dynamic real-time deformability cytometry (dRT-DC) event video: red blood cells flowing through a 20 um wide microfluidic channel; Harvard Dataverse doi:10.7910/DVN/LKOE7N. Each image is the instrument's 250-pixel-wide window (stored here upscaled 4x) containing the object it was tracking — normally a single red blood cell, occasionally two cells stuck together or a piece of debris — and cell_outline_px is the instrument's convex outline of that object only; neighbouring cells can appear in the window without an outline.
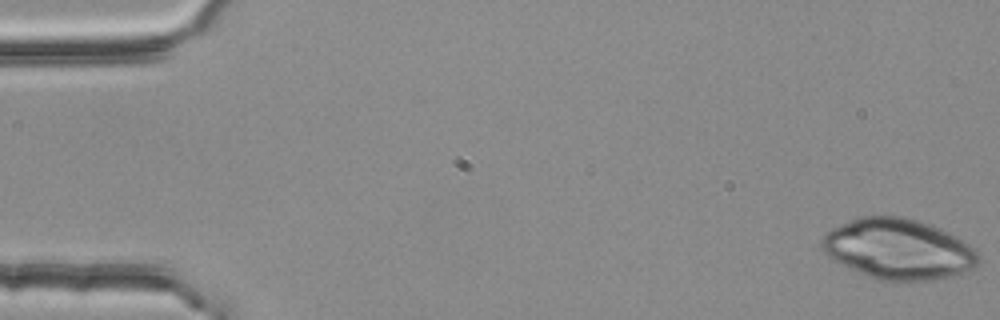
{"species": "common noctule bat (a hibernating species)", "species_latin": "Nyctalus noctula", "temperature_condition": "room temperature", "stored_images_in_passage": 4, "camera_frame_rate_fps": 3000, "um_per_image_px": 0.085, "animal": {"sex": "female", "body_mass_g": 25.1}, "frame": {"image": 1, "passage_image": 1, "time_ms": 0.0, "image_size_px": [1000, 320], "cell_outline_px": [[980, 260], [972, 268], [952, 276], [940, 280], [904, 284], [896, 284], [872, 280], [832, 260], [820, 248], [820, 240], [832, 228], [840, 224], [860, 216], [904, 216], [932, 224], [956, 236], [976, 248], [980, 252]], "centroid_in_image_um": [76.36, 21.23], "position_along_channel_um": 8.6, "area_um2": 56.99}}